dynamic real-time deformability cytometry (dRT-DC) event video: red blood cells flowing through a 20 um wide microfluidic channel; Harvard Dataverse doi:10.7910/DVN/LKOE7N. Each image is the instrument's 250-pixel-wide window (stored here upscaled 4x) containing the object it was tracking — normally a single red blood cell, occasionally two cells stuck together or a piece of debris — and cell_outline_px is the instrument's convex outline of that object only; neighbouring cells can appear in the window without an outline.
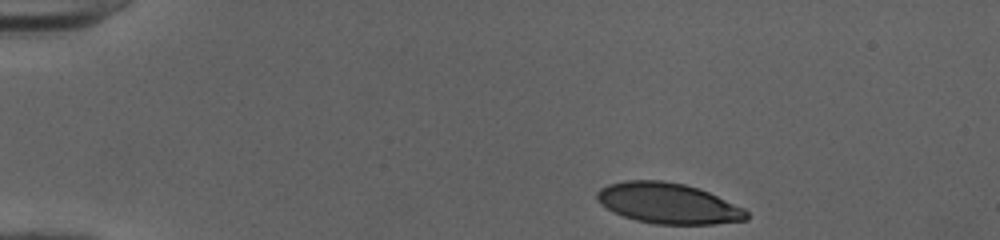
{"species": "human", "species_latin": "Homo sapiens", "temperature_condition": "cold", "stored_images_in_passage": 37, "camera_frame_rate_fps": 3000, "um_per_image_px": 0.085, "donor": {"sex": "female"}, "frame": {"image": 1, "passage_image": 1, "time_ms": 0.0, "image_size_px": [1000, 240], "cell_outline_px": [[748, 220], [712, 224], [656, 224], [636, 220], [624, 216], [600, 204], [596, 200], [596, 192], [600, 188], [608, 184], [624, 180], [664, 180], [684, 184], [700, 188], [744, 208], [748, 212]], "centroid_in_image_um": [56.79, 17.27], "position_along_channel_um": 28.2, "area_um2": 35.49}}
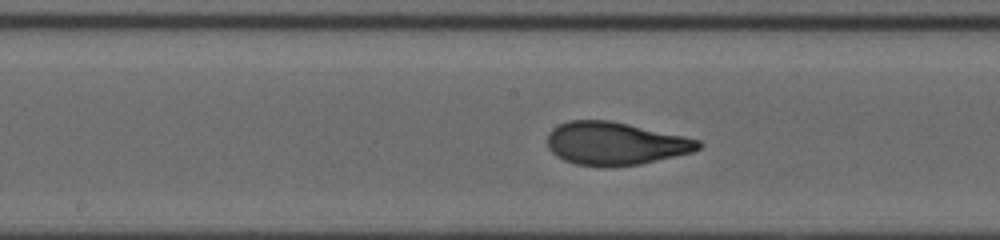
{"frame": {"image": 2, "passage_image": 20, "time_ms": 6.333, "image_size_px": [1000, 240], "cell_outline_px": [[704, 144], [700, 148], [692, 152], [640, 164], [612, 168], [604, 168], [576, 164], [564, 160], [556, 156], [548, 148], [548, 132], [552, 128], [568, 120], [608, 120], [628, 124], [684, 136], [700, 140]], "centroid_in_image_um": [52.28, 12.21], "position_along_channel_um": 195.9, "area_um2": 38.03}}
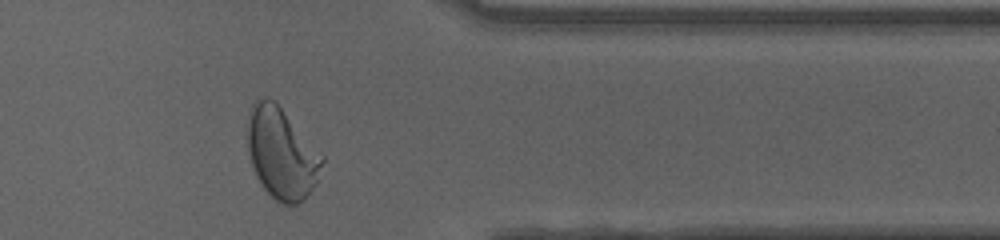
{"frame": {"image": 3, "passage_image": 35, "time_ms": 11.333, "image_size_px": [1000, 240], "cell_outline_px": [[324, 160], [316, 184], [304, 200], [296, 204], [284, 204], [276, 200], [260, 184], [256, 176], [248, 152], [248, 124], [252, 104], [256, 100], [276, 100], [324, 156]], "centroid_in_image_um": [23.96, 13.04], "position_along_channel_um": 387.4, "area_um2": 39.42}, "authors_computed_cell_mechanics": {"area_um2": 37.2232, "velocity_mm_per_s": 4.0164, "shape_relaxation_time_tau1_ms": 4.993, "shape_relaxation_time_tau2_ms": null, "deformation_change_tau1": 0.2237, "deformation_change_tau2": null}}